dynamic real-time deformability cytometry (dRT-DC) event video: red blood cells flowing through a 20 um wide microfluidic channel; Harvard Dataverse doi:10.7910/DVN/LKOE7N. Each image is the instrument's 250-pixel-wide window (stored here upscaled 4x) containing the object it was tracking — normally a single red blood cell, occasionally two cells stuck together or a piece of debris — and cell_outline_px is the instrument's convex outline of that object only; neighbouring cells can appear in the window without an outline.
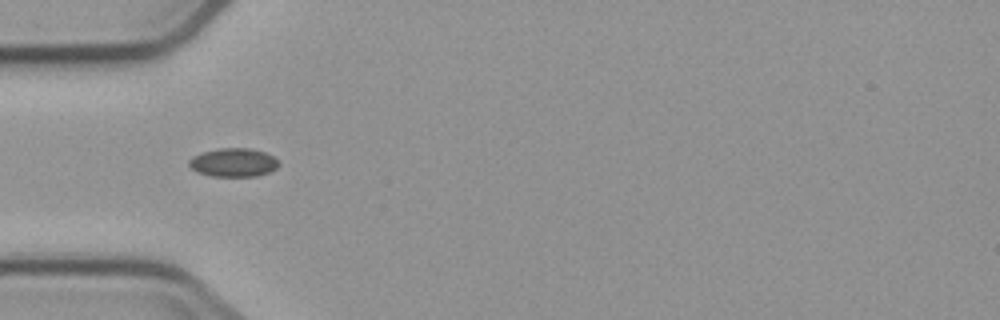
{"species": "common noctule bat (a hibernating species)", "species_latin": "Nyctalus noctula", "temperature_condition": "cold", "stored_images_in_passage": 10, "segment_of_instrument_passage": [2, 2], "camera_frame_rate_fps": 3000, "um_per_image_px": 0.085, "animal": {"sex": "male", "body_mass_g": 23.1, "forearm_length_mm": 52.7}, "frame": {"image": 1, "passage_image": 5, "time_ms": 5.667, "image_size_px": [1000, 320], "cell_outline_px": [[280, 164], [276, 168], [268, 172], [256, 176], [212, 176], [196, 172], [188, 164], [188, 160], [192, 156], [204, 152], [220, 148], [248, 148], [264, 152], [272, 156]], "centroid_in_image_um": [19.81, 13.81], "position_along_channel_um": 65.2, "area_um2": 14.8}}
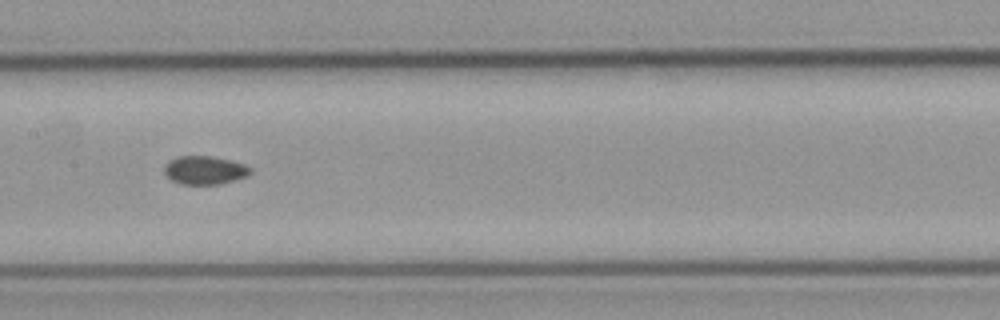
{"frame": {"image": 2, "passage_image": 8, "time_ms": 9.0, "image_size_px": [1000, 320], "cell_outline_px": [[252, 172], [248, 176], [220, 184], [180, 184], [172, 180], [164, 172], [164, 168], [168, 160], [176, 156], [212, 156], [244, 164], [252, 168]], "centroid_in_image_um": [17.4, 14.46], "position_along_channel_um": 190.0, "area_um2": 14.28}}
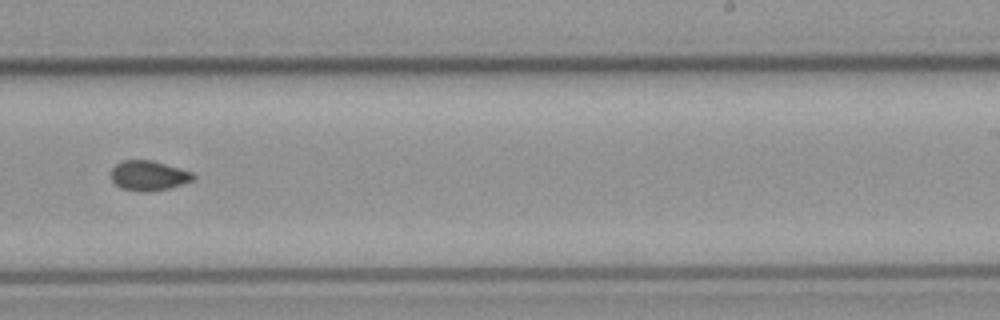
{"frame": {"image": 3, "passage_image": 10, "time_ms": 11.333, "image_size_px": [1000, 320], "cell_outline_px": [[196, 176], [192, 180], [168, 188], [148, 192], [140, 192], [120, 188], [108, 176], [108, 172], [116, 164], [124, 160], [152, 160], [192, 172]], "centroid_in_image_um": [12.56, 14.93], "position_along_channel_um": 276.4, "area_um2": 14.39}}